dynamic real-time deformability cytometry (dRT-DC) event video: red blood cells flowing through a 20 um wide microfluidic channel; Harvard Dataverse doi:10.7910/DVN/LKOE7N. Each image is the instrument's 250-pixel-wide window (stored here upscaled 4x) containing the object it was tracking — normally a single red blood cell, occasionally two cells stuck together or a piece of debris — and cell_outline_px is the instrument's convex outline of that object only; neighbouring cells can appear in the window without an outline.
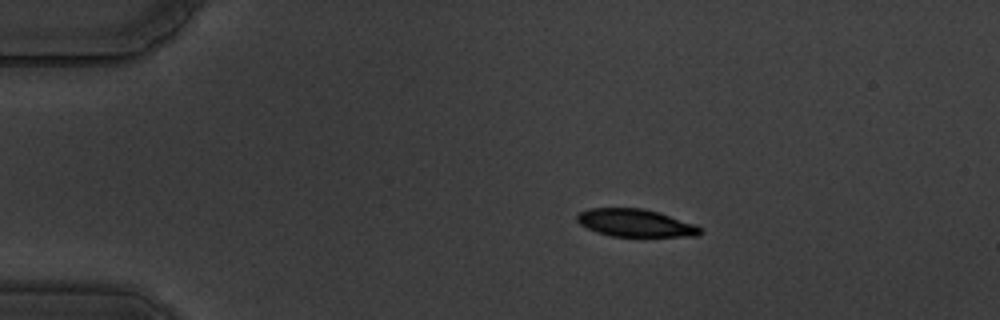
{"species": "common noctule bat (a hibernating species)", "species_latin": "Nyctalus noctula", "temperature_condition": "warm", "stored_images_in_passage": 59, "camera_frame_rate_fps": 3000, "um_per_image_px": 0.085, "animal": {"sex": "male", "body_mass_g": 19.5, "forearm_length_mm": 54.6}, "frame": {"image": 1, "passage_image": 12, "time_ms": 3.667, "image_size_px": [1000, 320], "cell_outline_px": [[704, 232], [696, 236], [612, 236], [596, 232], [580, 224], [576, 220], [576, 216], [580, 212], [588, 208], [640, 208], [656, 212], [696, 224]], "centroid_in_image_um": [53.99, 18.95], "position_along_channel_um": 31.0, "area_um2": 19.65}}
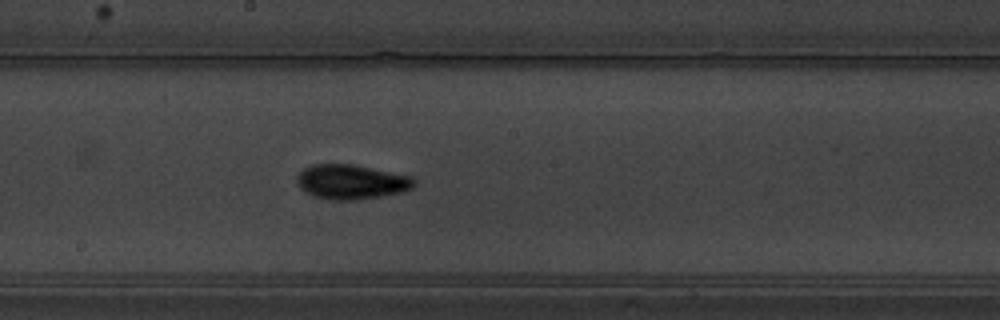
{"frame": {"image": 2, "passage_image": 33, "time_ms": 10.667, "image_size_px": [1000, 320], "cell_outline_px": [[416, 184], [412, 188], [400, 192], [380, 196], [356, 200], [328, 200], [312, 196], [300, 188], [296, 180], [296, 176], [304, 168], [312, 164], [352, 164], [412, 176], [416, 180]], "centroid_in_image_um": [29.84, 15.46], "position_along_channel_um": 218.4, "area_um2": 23.76}}
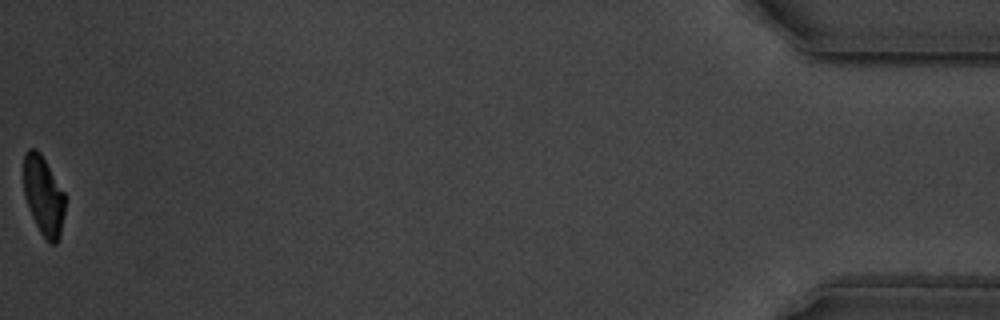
{"frame": {"image": 3, "passage_image": 59, "time_ms": 19.333, "image_size_px": [1000, 320], "cell_outline_px": [[64, 212], [60, 236], [56, 244], [52, 244], [40, 232], [32, 216], [24, 196], [24, 152], [28, 148], [36, 148], [40, 152], [64, 192]], "centroid_in_image_um": [3.68, 16.61], "position_along_channel_um": 431.5, "area_um2": 18.9}, "authors_computed_cell_mechanics": {"area_um2": 21.7328, "velocity_mm_per_s": 3.5257, "shape_relaxation_time_tau1_ms": 3.2949, "shape_relaxation_time_tau2_ms": 3.1542, "deformation_change_tau1": 0.153, "deformation_change_tau2": 0.0823}}